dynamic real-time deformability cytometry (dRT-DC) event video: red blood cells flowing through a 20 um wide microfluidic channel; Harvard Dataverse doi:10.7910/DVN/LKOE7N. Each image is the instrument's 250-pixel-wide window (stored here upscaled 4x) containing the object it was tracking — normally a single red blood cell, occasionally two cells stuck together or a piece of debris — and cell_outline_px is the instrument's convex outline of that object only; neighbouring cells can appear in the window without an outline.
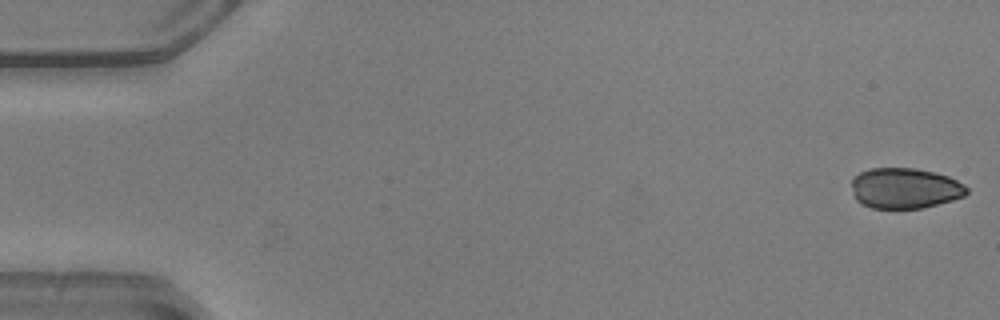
{"species": "common noctule bat (a hibernating species)", "species_latin": "Nyctalus noctula", "temperature_condition": "warm", "stored_images_in_passage": 51, "camera_frame_rate_fps": 3000, "um_per_image_px": 0.085, "animal": {"sex": "male", "body_mass_g": 20.5, "forearm_length_mm": 52.5}, "frame": {"image": 1, "passage_image": 1, "time_ms": 0.0, "image_size_px": [1000, 320], "cell_outline_px": [[968, 192], [964, 196], [952, 200], [924, 208], [872, 208], [860, 204], [856, 200], [852, 188], [852, 176], [860, 172], [872, 168], [916, 168], [936, 172], [948, 176], [964, 184], [968, 188]], "centroid_in_image_um": [76.91, 15.99], "position_along_channel_um": 8.1, "area_um2": 27.46}}
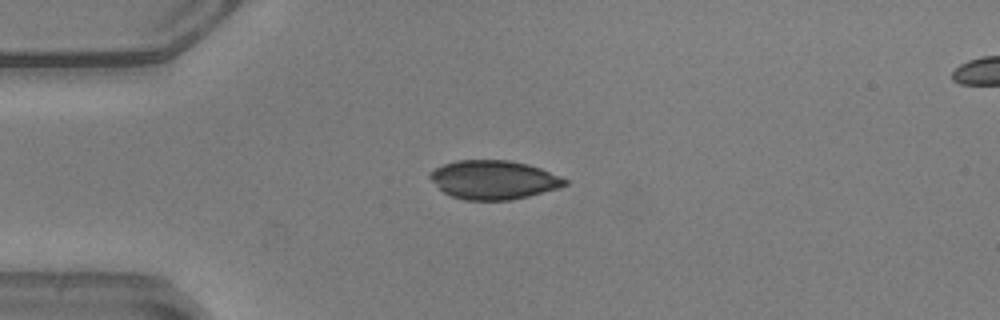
{"frame": {"image": 2, "passage_image": 13, "time_ms": 4.0, "image_size_px": [1000, 320], "cell_outline_px": [[568, 184], [560, 188], [512, 200], [464, 200], [452, 196], [444, 192], [428, 176], [428, 172], [444, 164], [456, 160], [508, 160], [528, 164], [540, 168], [560, 176], [568, 180]], "centroid_in_image_um": [41.98, 15.28], "position_along_channel_um": 43.0, "area_um2": 30.52}}
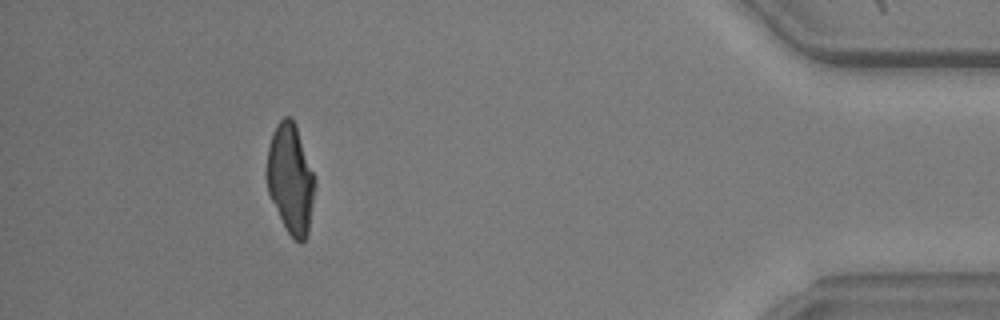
{"frame": {"image": 3, "passage_image": 47, "time_ms": 15.333, "image_size_px": [1000, 320], "cell_outline_px": [[316, 184], [308, 232], [304, 240], [300, 244], [288, 232], [268, 192], [264, 172], [268, 148], [272, 132], [276, 124], [284, 116], [292, 116], [296, 124], [316, 180]], "centroid_in_image_um": [24.68, 15.14], "position_along_channel_um": 410.5, "area_um2": 30.92}}